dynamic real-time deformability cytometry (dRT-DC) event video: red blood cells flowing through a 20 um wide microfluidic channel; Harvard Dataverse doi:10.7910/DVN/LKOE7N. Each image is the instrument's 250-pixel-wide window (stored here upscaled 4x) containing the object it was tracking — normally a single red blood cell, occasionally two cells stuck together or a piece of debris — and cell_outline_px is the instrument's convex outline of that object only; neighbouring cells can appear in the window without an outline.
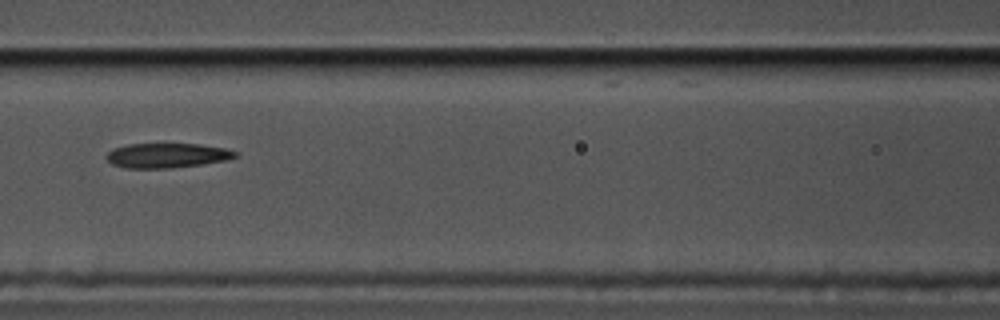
{"species": "common noctule bat (a hibernating species)", "species_latin": "Nyctalus noctula", "temperature_condition": "cold", "stored_images_in_passage": 21, "camera_frame_rate_fps": 3000, "um_per_image_px": 0.085, "animal": {"sex": "male", "body_mass_g": 17.5, "forearm_length_mm": 52.3}, "frame": {"image": 1, "passage_image": 7, "time_ms": 2.0, "image_size_px": [1000, 320], "cell_outline_px": [[240, 156], [228, 160], [200, 164], [168, 168], [128, 168], [112, 164], [104, 156], [112, 148], [128, 144], [200, 144], [224, 148], [240, 152]], "centroid_in_image_um": [14.22, 13.21], "position_along_channel_um": 152.4, "area_um2": 18.61}}
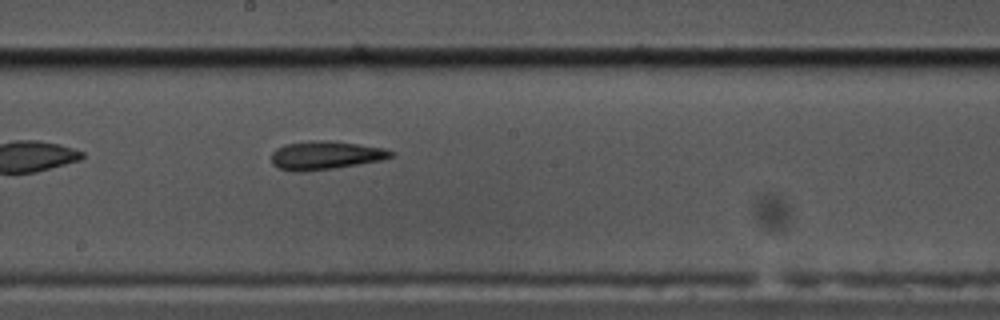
{"frame": {"image": 2, "passage_image": 13, "time_ms": 4.0, "image_size_px": [1000, 320], "cell_outline_px": [[396, 152], [392, 156], [380, 160], [332, 168], [300, 172], [292, 172], [280, 168], [272, 164], [272, 152], [276, 148], [284, 144], [312, 140], [328, 140], [384, 148]], "centroid_in_image_um": [27.62, 13.19], "position_along_channel_um": 220.6, "area_um2": 19.65}}